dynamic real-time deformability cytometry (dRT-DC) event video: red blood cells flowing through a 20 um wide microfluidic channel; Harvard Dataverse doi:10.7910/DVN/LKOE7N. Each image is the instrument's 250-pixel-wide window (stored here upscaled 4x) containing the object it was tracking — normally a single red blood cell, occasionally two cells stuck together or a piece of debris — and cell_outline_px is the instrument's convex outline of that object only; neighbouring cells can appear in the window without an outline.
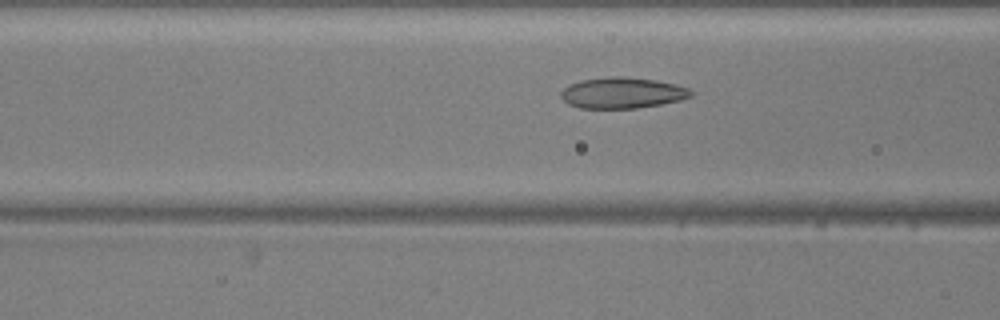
{"species": "common noctule bat (a hibernating species)", "species_latin": "Nyctalus noctula", "temperature_condition": "warm", "stored_images_in_passage": 43, "camera_frame_rate_fps": 3000, "um_per_image_px": 0.085, "animal": {"sex": "male", "body_mass_g": 20.5, "forearm_length_mm": 52.5}, "frame": {"image": 1, "passage_image": 13, "time_ms": 4.0, "image_size_px": [1000, 320], "cell_outline_px": [[692, 96], [680, 100], [660, 104], [636, 108], [580, 108], [568, 104], [560, 96], [560, 92], [568, 84], [580, 80], [608, 76], [620, 76], [656, 80], [676, 84], [688, 88], [692, 92]], "centroid_in_image_um": [52.86, 7.88], "position_along_channel_um": 113.7, "area_um2": 23.52}}
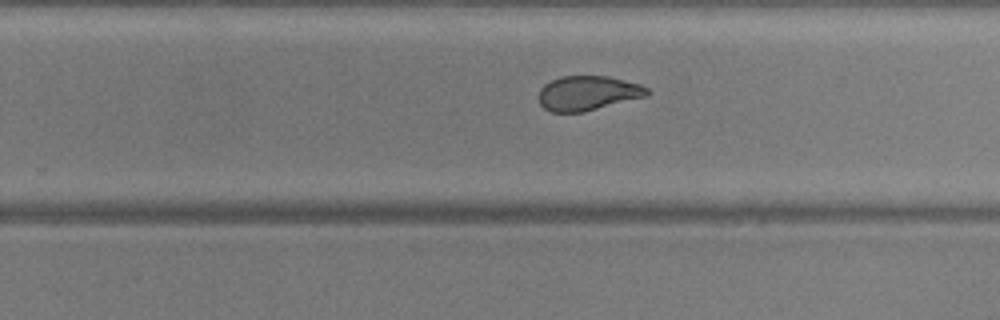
{"frame": {"image": 2, "passage_image": 26, "time_ms": 8.333, "image_size_px": [1000, 320], "cell_outline_px": [[652, 92], [648, 96], [584, 112], [552, 112], [544, 108], [540, 104], [540, 88], [544, 84], [560, 76], [608, 76], [640, 84], [648, 88]], "centroid_in_image_um": [50.0, 7.92], "position_along_channel_um": 279.8, "area_um2": 21.96}}
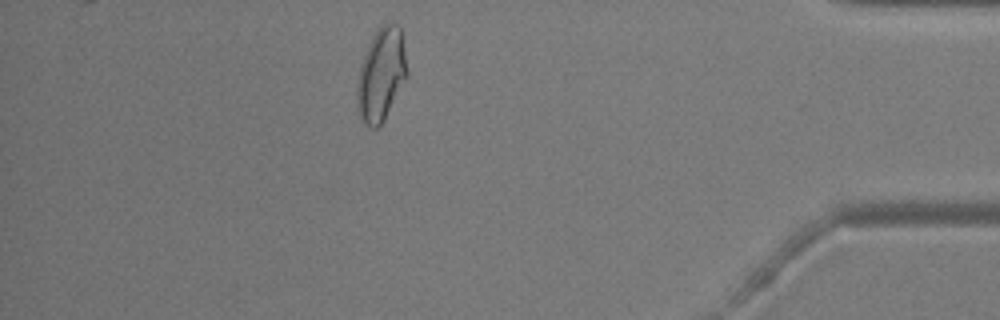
{"frame": {"image": 3, "passage_image": 39, "time_ms": 12.667, "image_size_px": [1000, 320], "cell_outline_px": [[408, 76], [380, 128], [372, 128], [360, 120], [356, 104], [356, 84], [360, 64], [368, 44], [372, 36], [380, 24], [384, 20], [388, 20], [396, 24], [400, 28], [408, 72]], "centroid_in_image_um": [32.38, 6.34], "position_along_channel_um": 402.8, "area_um2": 27.74}}